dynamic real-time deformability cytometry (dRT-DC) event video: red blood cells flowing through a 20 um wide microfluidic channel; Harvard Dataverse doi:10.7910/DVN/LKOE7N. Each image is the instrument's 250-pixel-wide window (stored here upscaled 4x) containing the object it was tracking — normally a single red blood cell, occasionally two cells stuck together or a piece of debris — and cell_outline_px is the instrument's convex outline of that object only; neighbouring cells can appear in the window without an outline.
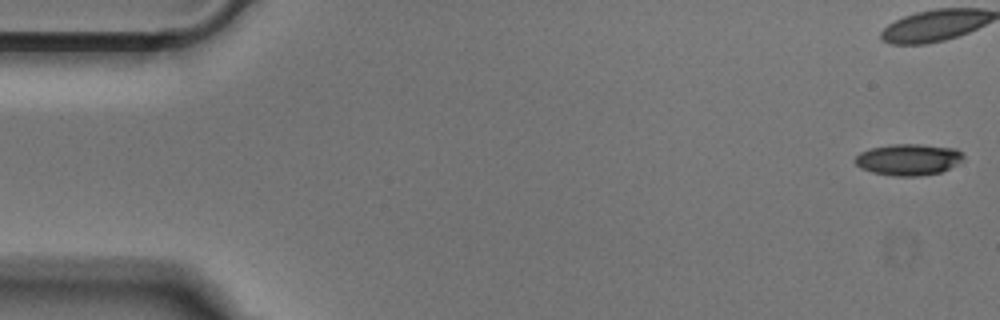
{"species": "Egyptian fruit bat (a non-hibernating species)", "species_latin": "Rousettus aegyptiacus", "temperature_condition": "cold", "stored_images_in_passage": 52, "camera_frame_rate_fps": 3000, "um_per_image_px": 0.085, "animal": {"sex": "male"}, "frame": {"image": 1, "passage_image": 1, "time_ms": 0.0, "image_size_px": [1000, 320], "cell_outline_px": [[964, 160], [940, 172], [916, 176], [892, 176], [872, 172], [860, 168], [856, 164], [856, 156], [860, 152], [872, 148], [892, 144], [920, 144], [956, 148], [964, 156]], "centroid_in_image_um": [77.22, 13.56], "position_along_channel_um": 7.8, "area_um2": 19.71}}